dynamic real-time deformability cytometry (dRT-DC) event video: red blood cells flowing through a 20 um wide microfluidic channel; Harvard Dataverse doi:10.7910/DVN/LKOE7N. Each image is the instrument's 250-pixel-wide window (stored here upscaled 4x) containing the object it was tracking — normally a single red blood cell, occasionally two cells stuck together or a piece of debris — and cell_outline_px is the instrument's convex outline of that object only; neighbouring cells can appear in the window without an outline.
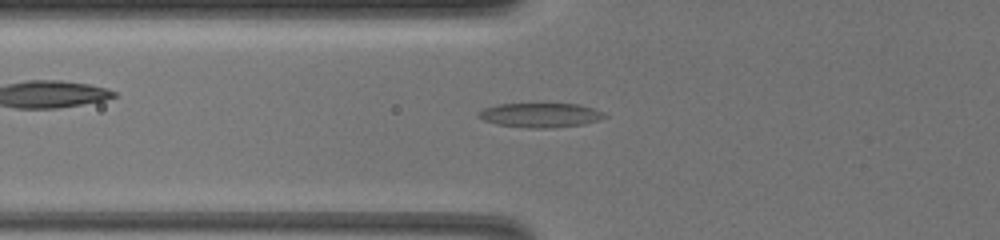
{"species": "common noctule bat (a hibernating species)", "species_latin": "Nyctalus noctula", "temperature_condition": "warm", "stored_images_in_passage": 49, "camera_frame_rate_fps": 3000, "um_per_image_px": 0.085, "animal": {"sex": "female", "body_mass_g": 19.5, "forearm_length_mm": 54.1}, "frame": {"image": 1, "passage_image": 10, "time_ms": 3.0, "image_size_px": [1000, 240], "cell_outline_px": [[608, 116], [600, 120], [584, 124], [552, 128], [528, 128], [496, 124], [484, 120], [476, 116], [476, 112], [484, 108], [500, 104], [576, 104], [592, 108]], "centroid_in_image_um": [45.89, 9.8], "position_along_channel_um": 79.9, "area_um2": 17.86}}
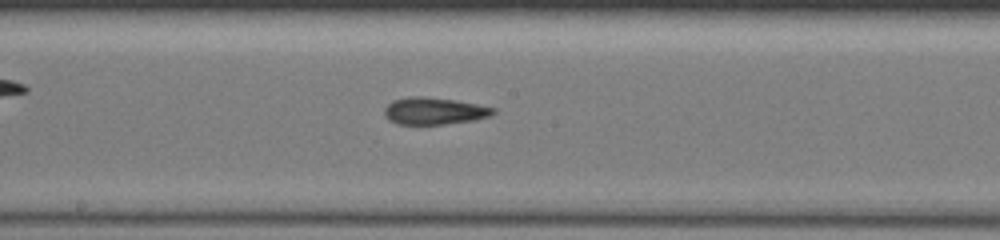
{"frame": {"image": 2, "passage_image": 22, "time_ms": 7.0, "image_size_px": [1000, 240], "cell_outline_px": [[496, 112], [488, 116], [472, 120], [444, 124], [396, 124], [388, 120], [384, 116], [384, 108], [392, 100], [408, 96], [424, 96], [452, 100], [476, 104], [496, 108]], "centroid_in_image_um": [36.84, 9.43], "position_along_channel_um": 211.4, "area_um2": 17.11}}
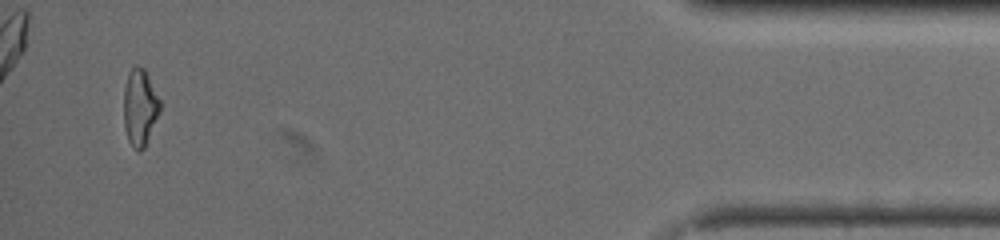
{"frame": {"image": 3, "passage_image": 47, "time_ms": 15.333, "image_size_px": [1000, 240], "cell_outline_px": [[160, 112], [144, 148], [140, 152], [136, 152], [132, 148], [128, 140], [124, 128], [124, 88], [128, 72], [136, 64], [144, 68], [160, 100]], "centroid_in_image_um": [11.88, 9.15], "position_along_channel_um": 423.3, "area_um2": 16.36}, "authors_computed_cell_mechanics": {"area_um2": 16.5886, "velocity_mm_per_s": 3.2877, "shape_relaxation_time_tau1_ms": null, "shape_relaxation_time_tau2_ms": 2.2283, "deformation_change_tau1": null, "deformation_change_tau2": 0.0979}}